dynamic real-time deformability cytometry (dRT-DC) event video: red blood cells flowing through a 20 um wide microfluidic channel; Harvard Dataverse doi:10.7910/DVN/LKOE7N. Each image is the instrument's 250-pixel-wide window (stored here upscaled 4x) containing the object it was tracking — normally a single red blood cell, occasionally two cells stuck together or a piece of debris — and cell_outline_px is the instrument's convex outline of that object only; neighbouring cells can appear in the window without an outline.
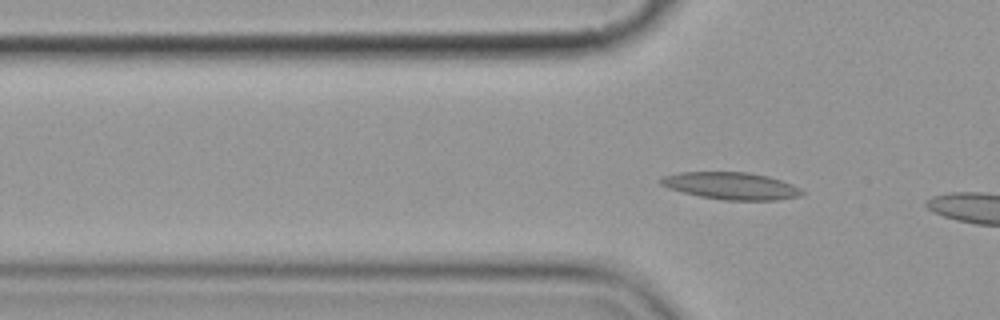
{"species": "common noctule bat (a hibernating species)", "species_latin": "Nyctalus noctula", "temperature_condition": "cold", "stored_images_in_passage": 5, "segment_of_instrument_passage": [2, 2], "camera_frame_rate_fps": 3000, "um_per_image_px": 0.085, "animal": {"sex": "female", "body_mass_g": 19.9}, "frame": {"image": 1, "passage_image": 5, "time_ms": 5.667, "image_size_px": [1000, 320], "cell_outline_px": [[804, 192], [800, 196], [776, 200], [724, 200], [700, 196], [668, 188], [660, 184], [660, 180], [664, 176], [680, 172], [748, 172], [768, 176], [792, 184], [800, 188]], "centroid_in_image_um": [62.16, 15.79], "position_along_channel_um": 63.6, "area_um2": 22.2}}